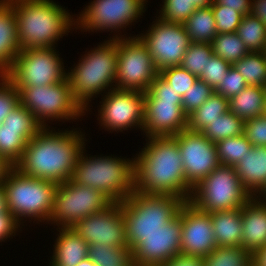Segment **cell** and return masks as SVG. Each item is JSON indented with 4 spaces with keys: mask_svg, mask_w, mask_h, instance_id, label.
Wrapping results in <instances>:
<instances>
[{
    "mask_svg": "<svg viewBox=\"0 0 266 266\" xmlns=\"http://www.w3.org/2000/svg\"><path fill=\"white\" fill-rule=\"evenodd\" d=\"M246 86L248 85L245 79L236 70V68H234L233 65H231L224 79L214 89V92L218 95H222L223 97L229 99L240 93Z\"/></svg>",
    "mask_w": 266,
    "mask_h": 266,
    "instance_id": "obj_45",
    "label": "cell"
},
{
    "mask_svg": "<svg viewBox=\"0 0 266 266\" xmlns=\"http://www.w3.org/2000/svg\"><path fill=\"white\" fill-rule=\"evenodd\" d=\"M174 137L181 153L186 181L194 187L220 165L216 144L201 132L187 129Z\"/></svg>",
    "mask_w": 266,
    "mask_h": 266,
    "instance_id": "obj_17",
    "label": "cell"
},
{
    "mask_svg": "<svg viewBox=\"0 0 266 266\" xmlns=\"http://www.w3.org/2000/svg\"><path fill=\"white\" fill-rule=\"evenodd\" d=\"M161 266H204V258L179 253Z\"/></svg>",
    "mask_w": 266,
    "mask_h": 266,
    "instance_id": "obj_49",
    "label": "cell"
},
{
    "mask_svg": "<svg viewBox=\"0 0 266 266\" xmlns=\"http://www.w3.org/2000/svg\"><path fill=\"white\" fill-rule=\"evenodd\" d=\"M250 14L266 26V0H252Z\"/></svg>",
    "mask_w": 266,
    "mask_h": 266,
    "instance_id": "obj_51",
    "label": "cell"
},
{
    "mask_svg": "<svg viewBox=\"0 0 266 266\" xmlns=\"http://www.w3.org/2000/svg\"><path fill=\"white\" fill-rule=\"evenodd\" d=\"M181 207L178 213L157 232L148 234L131 248L134 266H161L180 253Z\"/></svg>",
    "mask_w": 266,
    "mask_h": 266,
    "instance_id": "obj_16",
    "label": "cell"
},
{
    "mask_svg": "<svg viewBox=\"0 0 266 266\" xmlns=\"http://www.w3.org/2000/svg\"><path fill=\"white\" fill-rule=\"evenodd\" d=\"M4 129L20 131H40L43 126L21 103L15 107L1 124Z\"/></svg>",
    "mask_w": 266,
    "mask_h": 266,
    "instance_id": "obj_39",
    "label": "cell"
},
{
    "mask_svg": "<svg viewBox=\"0 0 266 266\" xmlns=\"http://www.w3.org/2000/svg\"><path fill=\"white\" fill-rule=\"evenodd\" d=\"M88 258L97 266H134L132 249L128 246L93 243L89 245Z\"/></svg>",
    "mask_w": 266,
    "mask_h": 266,
    "instance_id": "obj_30",
    "label": "cell"
},
{
    "mask_svg": "<svg viewBox=\"0 0 266 266\" xmlns=\"http://www.w3.org/2000/svg\"><path fill=\"white\" fill-rule=\"evenodd\" d=\"M124 35L117 38L115 88L145 93L159 75V70L140 38L137 35Z\"/></svg>",
    "mask_w": 266,
    "mask_h": 266,
    "instance_id": "obj_13",
    "label": "cell"
},
{
    "mask_svg": "<svg viewBox=\"0 0 266 266\" xmlns=\"http://www.w3.org/2000/svg\"><path fill=\"white\" fill-rule=\"evenodd\" d=\"M216 144L220 165L235 166L253 147L244 134L225 138Z\"/></svg>",
    "mask_w": 266,
    "mask_h": 266,
    "instance_id": "obj_36",
    "label": "cell"
},
{
    "mask_svg": "<svg viewBox=\"0 0 266 266\" xmlns=\"http://www.w3.org/2000/svg\"><path fill=\"white\" fill-rule=\"evenodd\" d=\"M19 103L20 95L15 85L5 75H0V126Z\"/></svg>",
    "mask_w": 266,
    "mask_h": 266,
    "instance_id": "obj_43",
    "label": "cell"
},
{
    "mask_svg": "<svg viewBox=\"0 0 266 266\" xmlns=\"http://www.w3.org/2000/svg\"><path fill=\"white\" fill-rule=\"evenodd\" d=\"M148 0H91L75 16V31L88 33L110 32L117 39L125 37L122 31L137 23L145 14ZM131 25V26H129ZM116 33V34H115ZM121 33V34H120Z\"/></svg>",
    "mask_w": 266,
    "mask_h": 266,
    "instance_id": "obj_9",
    "label": "cell"
},
{
    "mask_svg": "<svg viewBox=\"0 0 266 266\" xmlns=\"http://www.w3.org/2000/svg\"><path fill=\"white\" fill-rule=\"evenodd\" d=\"M81 130L42 128L27 143L21 160L14 167L23 175L57 184L70 180L78 157L89 142Z\"/></svg>",
    "mask_w": 266,
    "mask_h": 266,
    "instance_id": "obj_1",
    "label": "cell"
},
{
    "mask_svg": "<svg viewBox=\"0 0 266 266\" xmlns=\"http://www.w3.org/2000/svg\"><path fill=\"white\" fill-rule=\"evenodd\" d=\"M253 266H266V246L253 255Z\"/></svg>",
    "mask_w": 266,
    "mask_h": 266,
    "instance_id": "obj_52",
    "label": "cell"
},
{
    "mask_svg": "<svg viewBox=\"0 0 266 266\" xmlns=\"http://www.w3.org/2000/svg\"><path fill=\"white\" fill-rule=\"evenodd\" d=\"M4 211H8L7 200L5 197L4 189H3L2 185H0V213H2Z\"/></svg>",
    "mask_w": 266,
    "mask_h": 266,
    "instance_id": "obj_54",
    "label": "cell"
},
{
    "mask_svg": "<svg viewBox=\"0 0 266 266\" xmlns=\"http://www.w3.org/2000/svg\"><path fill=\"white\" fill-rule=\"evenodd\" d=\"M134 157L135 191L175 195L189 201L192 186L186 181L182 157L174 136H151Z\"/></svg>",
    "mask_w": 266,
    "mask_h": 266,
    "instance_id": "obj_2",
    "label": "cell"
},
{
    "mask_svg": "<svg viewBox=\"0 0 266 266\" xmlns=\"http://www.w3.org/2000/svg\"><path fill=\"white\" fill-rule=\"evenodd\" d=\"M112 203L103 192L70 179L58 184L53 210L46 224L71 228L78 220L105 210Z\"/></svg>",
    "mask_w": 266,
    "mask_h": 266,
    "instance_id": "obj_12",
    "label": "cell"
},
{
    "mask_svg": "<svg viewBox=\"0 0 266 266\" xmlns=\"http://www.w3.org/2000/svg\"><path fill=\"white\" fill-rule=\"evenodd\" d=\"M181 226L180 253L205 258L217 247L210 213L189 201L181 205Z\"/></svg>",
    "mask_w": 266,
    "mask_h": 266,
    "instance_id": "obj_19",
    "label": "cell"
},
{
    "mask_svg": "<svg viewBox=\"0 0 266 266\" xmlns=\"http://www.w3.org/2000/svg\"><path fill=\"white\" fill-rule=\"evenodd\" d=\"M121 202H113L105 210L78 220L71 228L88 245L99 243L114 247L128 246Z\"/></svg>",
    "mask_w": 266,
    "mask_h": 266,
    "instance_id": "obj_18",
    "label": "cell"
},
{
    "mask_svg": "<svg viewBox=\"0 0 266 266\" xmlns=\"http://www.w3.org/2000/svg\"><path fill=\"white\" fill-rule=\"evenodd\" d=\"M20 226L21 225L9 211L0 213V243L7 242L9 239L15 238L16 234L18 235V233H21V228L23 227Z\"/></svg>",
    "mask_w": 266,
    "mask_h": 266,
    "instance_id": "obj_48",
    "label": "cell"
},
{
    "mask_svg": "<svg viewBox=\"0 0 266 266\" xmlns=\"http://www.w3.org/2000/svg\"><path fill=\"white\" fill-rule=\"evenodd\" d=\"M233 67L245 79L247 85L264 87L266 83V52H249Z\"/></svg>",
    "mask_w": 266,
    "mask_h": 266,
    "instance_id": "obj_31",
    "label": "cell"
},
{
    "mask_svg": "<svg viewBox=\"0 0 266 266\" xmlns=\"http://www.w3.org/2000/svg\"><path fill=\"white\" fill-rule=\"evenodd\" d=\"M60 52L54 48L23 49L5 76L19 92L28 86H45L67 78V70Z\"/></svg>",
    "mask_w": 266,
    "mask_h": 266,
    "instance_id": "obj_11",
    "label": "cell"
},
{
    "mask_svg": "<svg viewBox=\"0 0 266 266\" xmlns=\"http://www.w3.org/2000/svg\"><path fill=\"white\" fill-rule=\"evenodd\" d=\"M243 130L244 121L228 111L208 125L201 133L210 141L217 143L225 138L240 136L243 134Z\"/></svg>",
    "mask_w": 266,
    "mask_h": 266,
    "instance_id": "obj_35",
    "label": "cell"
},
{
    "mask_svg": "<svg viewBox=\"0 0 266 266\" xmlns=\"http://www.w3.org/2000/svg\"><path fill=\"white\" fill-rule=\"evenodd\" d=\"M214 93V89L211 86L198 79L182 97L183 111L188 116Z\"/></svg>",
    "mask_w": 266,
    "mask_h": 266,
    "instance_id": "obj_41",
    "label": "cell"
},
{
    "mask_svg": "<svg viewBox=\"0 0 266 266\" xmlns=\"http://www.w3.org/2000/svg\"><path fill=\"white\" fill-rule=\"evenodd\" d=\"M59 232L53 244L49 264L55 266H76L88 258L89 245L72 228H56Z\"/></svg>",
    "mask_w": 266,
    "mask_h": 266,
    "instance_id": "obj_24",
    "label": "cell"
},
{
    "mask_svg": "<svg viewBox=\"0 0 266 266\" xmlns=\"http://www.w3.org/2000/svg\"><path fill=\"white\" fill-rule=\"evenodd\" d=\"M249 52L266 51V26L251 14L244 15L235 32Z\"/></svg>",
    "mask_w": 266,
    "mask_h": 266,
    "instance_id": "obj_32",
    "label": "cell"
},
{
    "mask_svg": "<svg viewBox=\"0 0 266 266\" xmlns=\"http://www.w3.org/2000/svg\"><path fill=\"white\" fill-rule=\"evenodd\" d=\"M183 26L191 42L211 43L217 35L212 6L197 8Z\"/></svg>",
    "mask_w": 266,
    "mask_h": 266,
    "instance_id": "obj_28",
    "label": "cell"
},
{
    "mask_svg": "<svg viewBox=\"0 0 266 266\" xmlns=\"http://www.w3.org/2000/svg\"><path fill=\"white\" fill-rule=\"evenodd\" d=\"M213 54L233 65L249 53L246 45L235 33H217L211 42Z\"/></svg>",
    "mask_w": 266,
    "mask_h": 266,
    "instance_id": "obj_34",
    "label": "cell"
},
{
    "mask_svg": "<svg viewBox=\"0 0 266 266\" xmlns=\"http://www.w3.org/2000/svg\"><path fill=\"white\" fill-rule=\"evenodd\" d=\"M8 1L16 14L21 50L57 47L61 38L75 30V14L55 0Z\"/></svg>",
    "mask_w": 266,
    "mask_h": 266,
    "instance_id": "obj_3",
    "label": "cell"
},
{
    "mask_svg": "<svg viewBox=\"0 0 266 266\" xmlns=\"http://www.w3.org/2000/svg\"><path fill=\"white\" fill-rule=\"evenodd\" d=\"M155 18L151 26L137 36L149 50L159 71L180 66L191 42L183 24L167 22L157 16Z\"/></svg>",
    "mask_w": 266,
    "mask_h": 266,
    "instance_id": "obj_15",
    "label": "cell"
},
{
    "mask_svg": "<svg viewBox=\"0 0 266 266\" xmlns=\"http://www.w3.org/2000/svg\"><path fill=\"white\" fill-rule=\"evenodd\" d=\"M243 134L252 146H266V115L244 121Z\"/></svg>",
    "mask_w": 266,
    "mask_h": 266,
    "instance_id": "obj_47",
    "label": "cell"
},
{
    "mask_svg": "<svg viewBox=\"0 0 266 266\" xmlns=\"http://www.w3.org/2000/svg\"><path fill=\"white\" fill-rule=\"evenodd\" d=\"M187 128L182 102L175 100L144 101L143 132L151 136H174Z\"/></svg>",
    "mask_w": 266,
    "mask_h": 266,
    "instance_id": "obj_20",
    "label": "cell"
},
{
    "mask_svg": "<svg viewBox=\"0 0 266 266\" xmlns=\"http://www.w3.org/2000/svg\"><path fill=\"white\" fill-rule=\"evenodd\" d=\"M19 95L20 103L35 116L43 128L52 127L49 124L54 121L63 124L65 121L83 120V116H87L86 110L72 94L68 77L56 84L24 87Z\"/></svg>",
    "mask_w": 266,
    "mask_h": 266,
    "instance_id": "obj_8",
    "label": "cell"
},
{
    "mask_svg": "<svg viewBox=\"0 0 266 266\" xmlns=\"http://www.w3.org/2000/svg\"><path fill=\"white\" fill-rule=\"evenodd\" d=\"M185 201L175 195L146 194L134 191L121 201L128 247L141 237L159 231L179 211Z\"/></svg>",
    "mask_w": 266,
    "mask_h": 266,
    "instance_id": "obj_7",
    "label": "cell"
},
{
    "mask_svg": "<svg viewBox=\"0 0 266 266\" xmlns=\"http://www.w3.org/2000/svg\"><path fill=\"white\" fill-rule=\"evenodd\" d=\"M251 198L235 167L219 165L192 188L189 202L197 209L211 213L242 208Z\"/></svg>",
    "mask_w": 266,
    "mask_h": 266,
    "instance_id": "obj_10",
    "label": "cell"
},
{
    "mask_svg": "<svg viewBox=\"0 0 266 266\" xmlns=\"http://www.w3.org/2000/svg\"><path fill=\"white\" fill-rule=\"evenodd\" d=\"M204 266H253V255L242 246H217L204 258Z\"/></svg>",
    "mask_w": 266,
    "mask_h": 266,
    "instance_id": "obj_33",
    "label": "cell"
},
{
    "mask_svg": "<svg viewBox=\"0 0 266 266\" xmlns=\"http://www.w3.org/2000/svg\"><path fill=\"white\" fill-rule=\"evenodd\" d=\"M190 1L196 8L207 7L213 3V0H190Z\"/></svg>",
    "mask_w": 266,
    "mask_h": 266,
    "instance_id": "obj_55",
    "label": "cell"
},
{
    "mask_svg": "<svg viewBox=\"0 0 266 266\" xmlns=\"http://www.w3.org/2000/svg\"><path fill=\"white\" fill-rule=\"evenodd\" d=\"M213 15L216 21L217 33L236 32L243 15L226 6L211 4Z\"/></svg>",
    "mask_w": 266,
    "mask_h": 266,
    "instance_id": "obj_42",
    "label": "cell"
},
{
    "mask_svg": "<svg viewBox=\"0 0 266 266\" xmlns=\"http://www.w3.org/2000/svg\"><path fill=\"white\" fill-rule=\"evenodd\" d=\"M163 4V5H162ZM159 11V19L167 22L183 24L187 18L197 9L190 0H162Z\"/></svg>",
    "mask_w": 266,
    "mask_h": 266,
    "instance_id": "obj_38",
    "label": "cell"
},
{
    "mask_svg": "<svg viewBox=\"0 0 266 266\" xmlns=\"http://www.w3.org/2000/svg\"><path fill=\"white\" fill-rule=\"evenodd\" d=\"M228 111V99L214 93L187 116L186 129L193 132H202L208 125Z\"/></svg>",
    "mask_w": 266,
    "mask_h": 266,
    "instance_id": "obj_27",
    "label": "cell"
},
{
    "mask_svg": "<svg viewBox=\"0 0 266 266\" xmlns=\"http://www.w3.org/2000/svg\"><path fill=\"white\" fill-rule=\"evenodd\" d=\"M217 246H241V208L210 213Z\"/></svg>",
    "mask_w": 266,
    "mask_h": 266,
    "instance_id": "obj_25",
    "label": "cell"
},
{
    "mask_svg": "<svg viewBox=\"0 0 266 266\" xmlns=\"http://www.w3.org/2000/svg\"><path fill=\"white\" fill-rule=\"evenodd\" d=\"M78 59V62L69 68L71 70L68 69L67 77L73 96L88 114L92 112L90 107L94 98L115 88L117 39L108 38L102 43L99 42L97 47L94 46L88 52L86 50Z\"/></svg>",
    "mask_w": 266,
    "mask_h": 266,
    "instance_id": "obj_4",
    "label": "cell"
},
{
    "mask_svg": "<svg viewBox=\"0 0 266 266\" xmlns=\"http://www.w3.org/2000/svg\"><path fill=\"white\" fill-rule=\"evenodd\" d=\"M229 111L243 121L264 115L266 94L264 87L246 86L240 93L228 99Z\"/></svg>",
    "mask_w": 266,
    "mask_h": 266,
    "instance_id": "obj_26",
    "label": "cell"
},
{
    "mask_svg": "<svg viewBox=\"0 0 266 266\" xmlns=\"http://www.w3.org/2000/svg\"><path fill=\"white\" fill-rule=\"evenodd\" d=\"M241 246L254 255L266 246V202L252 197L242 208Z\"/></svg>",
    "mask_w": 266,
    "mask_h": 266,
    "instance_id": "obj_21",
    "label": "cell"
},
{
    "mask_svg": "<svg viewBox=\"0 0 266 266\" xmlns=\"http://www.w3.org/2000/svg\"><path fill=\"white\" fill-rule=\"evenodd\" d=\"M39 131L4 129L0 126V155L13 167L21 160L27 143Z\"/></svg>",
    "mask_w": 266,
    "mask_h": 266,
    "instance_id": "obj_29",
    "label": "cell"
},
{
    "mask_svg": "<svg viewBox=\"0 0 266 266\" xmlns=\"http://www.w3.org/2000/svg\"><path fill=\"white\" fill-rule=\"evenodd\" d=\"M212 55L211 43L190 42L180 66L199 78Z\"/></svg>",
    "mask_w": 266,
    "mask_h": 266,
    "instance_id": "obj_37",
    "label": "cell"
},
{
    "mask_svg": "<svg viewBox=\"0 0 266 266\" xmlns=\"http://www.w3.org/2000/svg\"><path fill=\"white\" fill-rule=\"evenodd\" d=\"M252 0H213L212 4L226 6L240 12L243 16L250 14Z\"/></svg>",
    "mask_w": 266,
    "mask_h": 266,
    "instance_id": "obj_50",
    "label": "cell"
},
{
    "mask_svg": "<svg viewBox=\"0 0 266 266\" xmlns=\"http://www.w3.org/2000/svg\"><path fill=\"white\" fill-rule=\"evenodd\" d=\"M86 151L84 146L74 167L73 182L99 190L113 202L124 201L135 191L133 157L93 156Z\"/></svg>",
    "mask_w": 266,
    "mask_h": 266,
    "instance_id": "obj_5",
    "label": "cell"
},
{
    "mask_svg": "<svg viewBox=\"0 0 266 266\" xmlns=\"http://www.w3.org/2000/svg\"><path fill=\"white\" fill-rule=\"evenodd\" d=\"M58 184L52 181L23 175L15 167L6 174L2 187L7 200L8 211L21 227L30 224L47 223L53 210ZM25 221V222H24Z\"/></svg>",
    "mask_w": 266,
    "mask_h": 266,
    "instance_id": "obj_6",
    "label": "cell"
},
{
    "mask_svg": "<svg viewBox=\"0 0 266 266\" xmlns=\"http://www.w3.org/2000/svg\"><path fill=\"white\" fill-rule=\"evenodd\" d=\"M234 167L243 187L256 197L266 185V146H253Z\"/></svg>",
    "mask_w": 266,
    "mask_h": 266,
    "instance_id": "obj_23",
    "label": "cell"
},
{
    "mask_svg": "<svg viewBox=\"0 0 266 266\" xmlns=\"http://www.w3.org/2000/svg\"><path fill=\"white\" fill-rule=\"evenodd\" d=\"M13 166L11 164H9L1 155H0V185H2V183L5 180L6 174L9 172V170L12 168Z\"/></svg>",
    "mask_w": 266,
    "mask_h": 266,
    "instance_id": "obj_53",
    "label": "cell"
},
{
    "mask_svg": "<svg viewBox=\"0 0 266 266\" xmlns=\"http://www.w3.org/2000/svg\"><path fill=\"white\" fill-rule=\"evenodd\" d=\"M97 121L102 129L123 132L140 129L144 125V92L135 90L111 89L102 95L99 102Z\"/></svg>",
    "mask_w": 266,
    "mask_h": 266,
    "instance_id": "obj_14",
    "label": "cell"
},
{
    "mask_svg": "<svg viewBox=\"0 0 266 266\" xmlns=\"http://www.w3.org/2000/svg\"><path fill=\"white\" fill-rule=\"evenodd\" d=\"M260 201L266 202V185L261 192L256 196Z\"/></svg>",
    "mask_w": 266,
    "mask_h": 266,
    "instance_id": "obj_57",
    "label": "cell"
},
{
    "mask_svg": "<svg viewBox=\"0 0 266 266\" xmlns=\"http://www.w3.org/2000/svg\"><path fill=\"white\" fill-rule=\"evenodd\" d=\"M175 100L182 102V97L158 75L144 93V101Z\"/></svg>",
    "mask_w": 266,
    "mask_h": 266,
    "instance_id": "obj_46",
    "label": "cell"
},
{
    "mask_svg": "<svg viewBox=\"0 0 266 266\" xmlns=\"http://www.w3.org/2000/svg\"><path fill=\"white\" fill-rule=\"evenodd\" d=\"M76 266H97L91 259L86 258L79 262Z\"/></svg>",
    "mask_w": 266,
    "mask_h": 266,
    "instance_id": "obj_56",
    "label": "cell"
},
{
    "mask_svg": "<svg viewBox=\"0 0 266 266\" xmlns=\"http://www.w3.org/2000/svg\"><path fill=\"white\" fill-rule=\"evenodd\" d=\"M20 51L15 11L8 0H0V75L10 70Z\"/></svg>",
    "mask_w": 266,
    "mask_h": 266,
    "instance_id": "obj_22",
    "label": "cell"
},
{
    "mask_svg": "<svg viewBox=\"0 0 266 266\" xmlns=\"http://www.w3.org/2000/svg\"><path fill=\"white\" fill-rule=\"evenodd\" d=\"M159 75L169 84L181 97L198 78L181 66H170L159 71Z\"/></svg>",
    "mask_w": 266,
    "mask_h": 266,
    "instance_id": "obj_40",
    "label": "cell"
},
{
    "mask_svg": "<svg viewBox=\"0 0 266 266\" xmlns=\"http://www.w3.org/2000/svg\"><path fill=\"white\" fill-rule=\"evenodd\" d=\"M231 64L214 54L208 59L207 65L198 78L215 89L224 79Z\"/></svg>",
    "mask_w": 266,
    "mask_h": 266,
    "instance_id": "obj_44",
    "label": "cell"
}]
</instances>
